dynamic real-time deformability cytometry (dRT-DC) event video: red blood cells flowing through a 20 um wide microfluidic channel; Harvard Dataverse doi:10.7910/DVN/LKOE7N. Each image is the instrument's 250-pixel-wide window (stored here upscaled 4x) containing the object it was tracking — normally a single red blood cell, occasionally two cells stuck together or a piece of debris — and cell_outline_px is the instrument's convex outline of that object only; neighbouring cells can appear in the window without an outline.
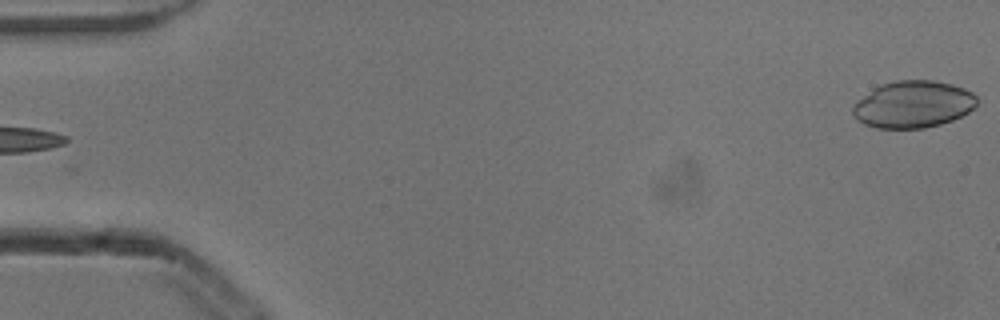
{"species": "common noctule bat (a hibernating species)", "species_latin": "Nyctalus noctula", "temperature_condition": "cold", "stored_images_in_passage": 3, "camera_frame_rate_fps": 3000, "um_per_image_px": 0.085, "animal": {"sex": "male", "body_mass_g": 13.3}, "frame": {"image": 1, "passage_image": 3, "time_ms": 0.667, "image_size_px": [1000, 320], "cell_outline_px": [[976, 108], [952, 120], [940, 124], [924, 128], [876, 128], [864, 124], [852, 112], [852, 104], [880, 84], [896, 80], [936, 80], [952, 84], [964, 88], [972, 92], [976, 96]], "centroid_in_image_um": [77.63, 8.86], "position_along_channel_um": 7.4, "area_um2": 33.99}}